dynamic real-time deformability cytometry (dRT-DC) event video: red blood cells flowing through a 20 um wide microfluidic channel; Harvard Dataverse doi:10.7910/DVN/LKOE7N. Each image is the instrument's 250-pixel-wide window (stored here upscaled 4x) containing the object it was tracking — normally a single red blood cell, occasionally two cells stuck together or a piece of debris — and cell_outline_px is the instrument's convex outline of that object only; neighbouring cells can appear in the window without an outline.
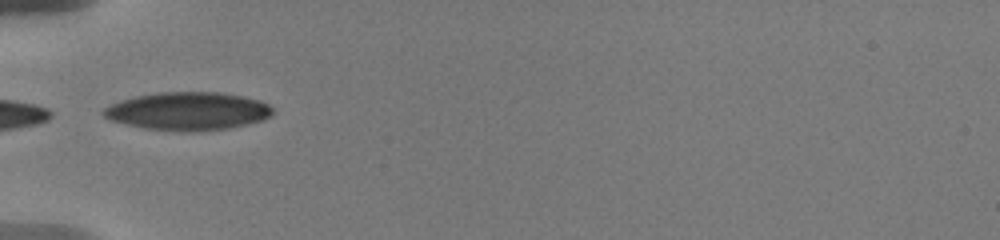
{"species": "human", "species_latin": "Homo sapiens", "temperature_condition": "warm", "stored_images_in_passage": 44, "camera_frame_rate_fps": 3000, "um_per_image_px": 0.085, "donor": {"sex": "male"}, "frame": {"image": 1, "passage_image": 1, "time_ms": 0.0, "image_size_px": [1000, 240], "cell_outline_px": [[272, 112], [264, 120], [228, 128], [148, 128], [128, 124], [112, 120], [104, 116], [100, 112], [104, 108], [120, 100], [136, 96], [156, 92], [220, 92], [244, 96], [260, 100], [268, 104], [272, 108]], "centroid_in_image_um": [15.98, 9.38], "position_along_channel_um": 69.0, "area_um2": 36.13}}
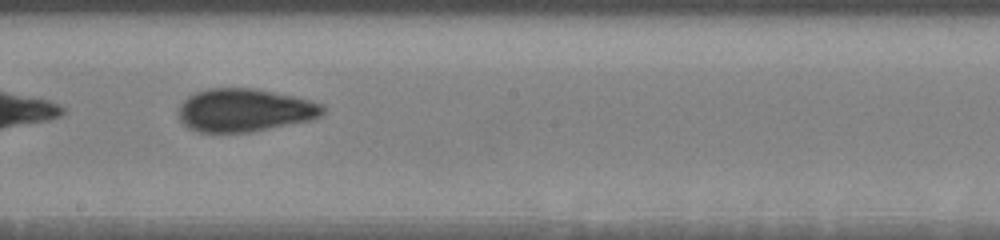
{"frame": {"image": 2, "passage_image": 18, "time_ms": 4.333, "image_size_px": [1000, 240], "cell_outline_px": [[324, 112], [320, 116], [308, 120], [248, 132], [200, 132], [188, 128], [180, 120], [180, 104], [188, 96], [196, 92], [208, 88], [256, 88], [296, 96], [320, 104], [324, 108]], "centroid_in_image_um": [20.76, 9.35], "position_along_channel_um": 227.4, "area_um2": 35.84}}
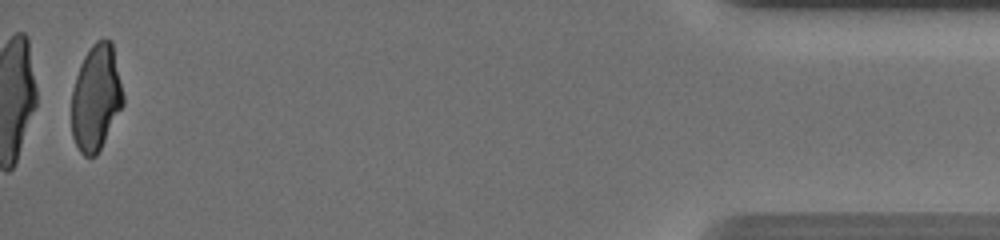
{"frame": {"image": 3, "passage_image": 44, "time_ms": 11.667, "image_size_px": [1000, 240], "cell_outline_px": [[124, 104], [96, 156], [84, 156], [80, 152], [72, 136], [72, 92], [76, 76], [80, 64], [84, 56], [92, 44], [96, 40], [104, 36], [112, 40], [124, 96]], "centroid_in_image_um": [8.17, 8.26], "position_along_channel_um": 427.0, "area_um2": 32.02}, "authors_computed_cell_mechanics": {"area_um2": 35.1713, "velocity_mm_per_s": 3.6975, "shape_relaxation_time_tau1_ms": 6.1017, "shape_relaxation_time_tau2_ms": 1.311, "deformation_change_tau1": 0.1973, "deformation_change_tau2": 0.0638}}